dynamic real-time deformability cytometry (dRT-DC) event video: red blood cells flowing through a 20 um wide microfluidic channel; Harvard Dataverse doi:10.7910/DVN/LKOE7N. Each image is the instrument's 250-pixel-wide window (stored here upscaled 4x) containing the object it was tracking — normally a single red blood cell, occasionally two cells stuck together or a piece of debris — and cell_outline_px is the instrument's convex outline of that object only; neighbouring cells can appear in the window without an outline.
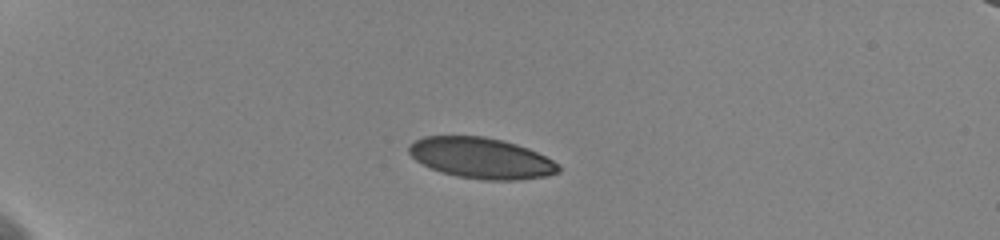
{"species": "human", "species_latin": "Homo sapiens", "temperature_condition": "cold", "stored_images_in_passage": 43, "camera_frame_rate_fps": 3000, "um_per_image_px": 0.085, "donor": {"sex": "female"}, "frame": {"image": 1, "passage_image": 1, "time_ms": 0.0, "image_size_px": [1000, 240], "cell_outline_px": [[560, 172], [548, 176], [516, 180], [480, 180], [456, 176], [440, 172], [416, 160], [408, 152], [408, 144], [424, 136], [484, 136], [504, 140], [528, 148], [560, 164]], "centroid_in_image_um": [40.92, 13.44], "position_along_channel_um": 44.1, "area_um2": 35.72}}
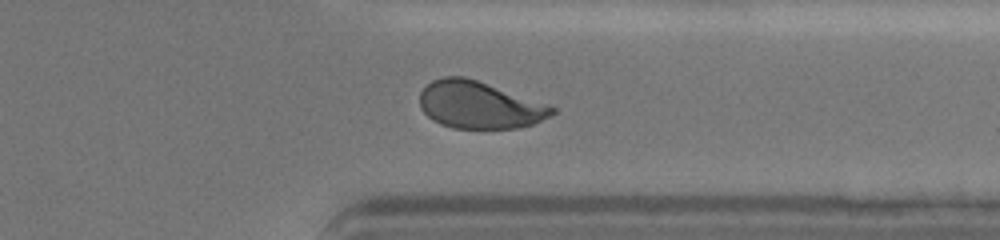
{"frame": {"image": 2, "passage_image": 33, "time_ms": 10.667, "image_size_px": [1000, 240], "cell_outline_px": [[556, 112], [552, 116], [532, 124], [520, 128], [452, 128], [440, 124], [432, 120], [420, 108], [420, 92], [432, 80], [444, 76], [464, 76], [476, 80], [556, 108]], "centroid_in_image_um": [40.7, 8.94], "position_along_channel_um": 370.7, "area_um2": 36.01}}
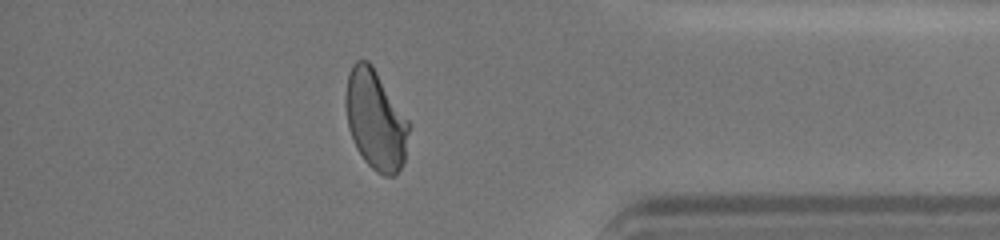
{"frame": {"image": 3, "passage_image": 37, "time_ms": 12.0, "image_size_px": [1000, 240], "cell_outline_px": [[408, 132], [404, 164], [396, 176], [384, 176], [376, 172], [364, 160], [356, 148], [348, 128], [344, 104], [344, 96], [348, 72], [352, 64], [356, 60], [368, 60], [372, 64], [408, 120]], "centroid_in_image_um": [31.89, 10.19], "position_along_channel_um": 403.3, "area_um2": 36.93}, "authors_computed_cell_mechanics": {"area_um2": 36.9342, "velocity_mm_per_s": 3.5874, "shape_relaxation_time_tau1_ms": 3.7263, "shape_relaxation_time_tau2_ms": null, "deformation_change_tau1": 0.1359, "deformation_change_tau2": null}}